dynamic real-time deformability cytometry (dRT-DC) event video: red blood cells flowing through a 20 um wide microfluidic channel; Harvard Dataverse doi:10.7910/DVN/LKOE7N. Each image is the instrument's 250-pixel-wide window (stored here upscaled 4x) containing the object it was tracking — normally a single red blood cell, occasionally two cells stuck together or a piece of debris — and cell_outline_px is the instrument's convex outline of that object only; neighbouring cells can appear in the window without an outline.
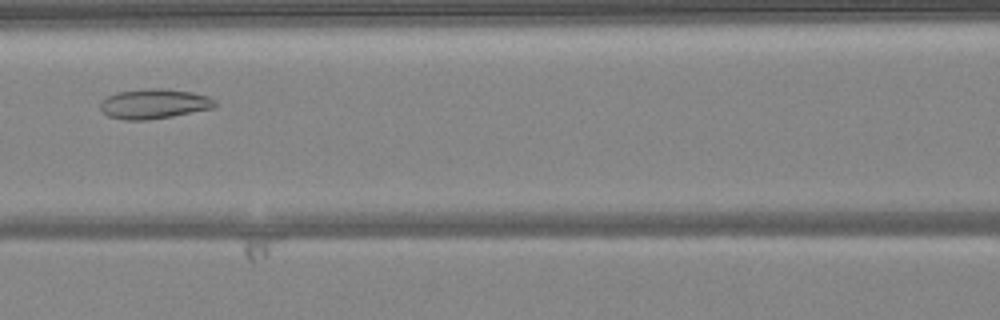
{"species": "common noctule bat (a hibernating species)", "species_latin": "Nyctalus noctula", "temperature_condition": "warm", "stored_images_in_passage": 44, "camera_frame_rate_fps": 3000, "um_per_image_px": 0.085, "animal": {"sex": "female", "body_mass_g": 24.6, "forearm_length_mm": 56.2}, "frame": {"image": 1, "passage_image": 16, "time_ms": 5.0, "image_size_px": [1000, 320], "cell_outline_px": [[220, 104], [216, 108], [172, 116], [144, 120], [124, 120], [108, 116], [100, 108], [100, 100], [104, 96], [116, 92], [144, 88], [160, 88], [188, 92], [208, 96], [216, 100]], "centroid_in_image_um": [13.09, 8.82], "position_along_channel_um": 153.5, "area_um2": 20.23}}
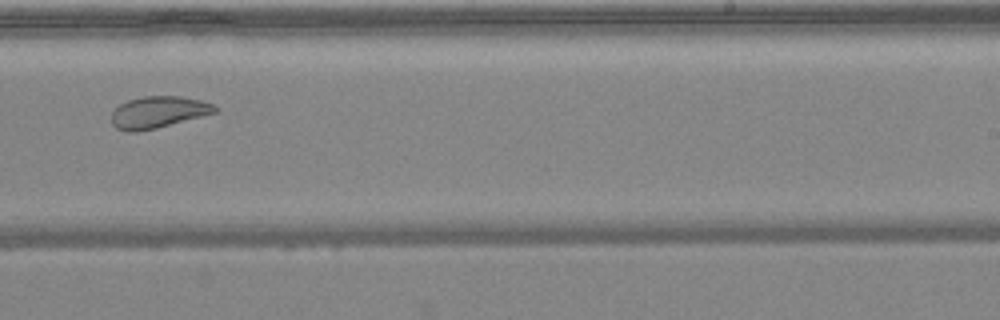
{"frame": {"image": 2, "passage_image": 25, "time_ms": 8.0, "image_size_px": [1000, 320], "cell_outline_px": [[220, 108], [216, 112], [156, 128], [136, 132], [128, 132], [116, 128], [112, 124], [112, 112], [120, 104], [128, 100], [144, 96], [180, 96], [200, 100], [212, 104]], "centroid_in_image_um": [13.43, 9.53], "position_along_channel_um": 275.6, "area_um2": 18.96}}
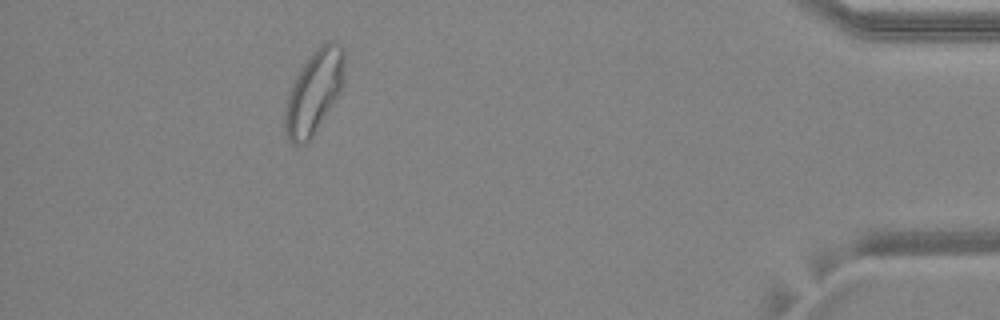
{"frame": {"image": 3, "passage_image": 39, "time_ms": 12.667, "image_size_px": [1000, 320], "cell_outline_px": [[344, 76], [340, 92], [312, 136], [304, 144], [292, 144], [288, 140], [284, 132], [284, 112], [288, 96], [292, 84], [300, 68], [312, 52], [320, 44], [328, 40], [336, 40], [344, 48]], "centroid_in_image_um": [26.69, 7.78], "position_along_channel_um": 408.5, "area_um2": 28.84}, "authors_computed_cell_mechanics": {"area_um2": 24.0159, "velocity_mm_per_s": 4.082, "shape_relaxation_time_tau1_ms": null, "shape_relaxation_time_tau2_ms": 1.5452, "deformation_change_tau1": null, "deformation_change_tau2": 0.073}}